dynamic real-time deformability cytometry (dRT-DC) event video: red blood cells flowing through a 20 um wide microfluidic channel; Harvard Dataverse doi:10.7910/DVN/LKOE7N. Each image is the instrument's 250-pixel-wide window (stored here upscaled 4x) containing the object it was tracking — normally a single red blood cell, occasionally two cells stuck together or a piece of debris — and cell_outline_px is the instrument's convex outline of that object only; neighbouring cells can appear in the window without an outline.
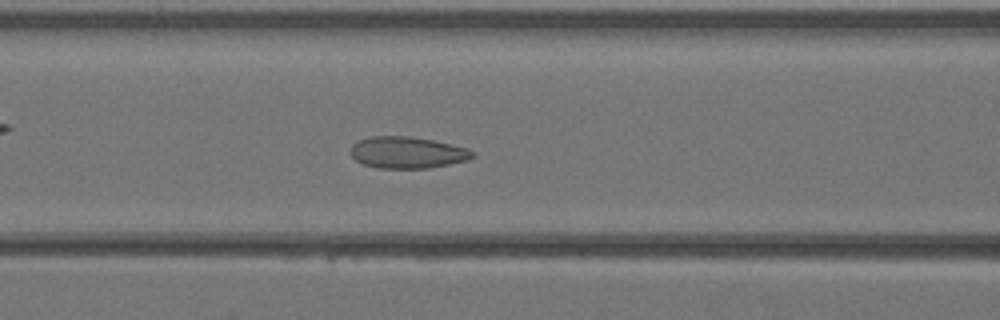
{"species": "Egyptian fruit bat (a non-hibernating species)", "species_latin": "Rousettus aegyptiacus", "temperature_condition": "warm", "stored_images_in_passage": 42, "camera_frame_rate_fps": 3000, "um_per_image_px": 0.085, "animal": {"sex": "female"}, "frame": {"image": 1, "passage_image": 17, "time_ms": 5.333, "image_size_px": [1000, 320], "cell_outline_px": [[476, 156], [468, 160], [428, 168], [376, 168], [364, 164], [356, 160], [348, 152], [352, 144], [356, 140], [368, 136], [408, 136], [432, 140], [468, 148], [476, 152]], "centroid_in_image_um": [34.59, 12.95], "position_along_channel_um": 132.0, "area_um2": 22.72}}
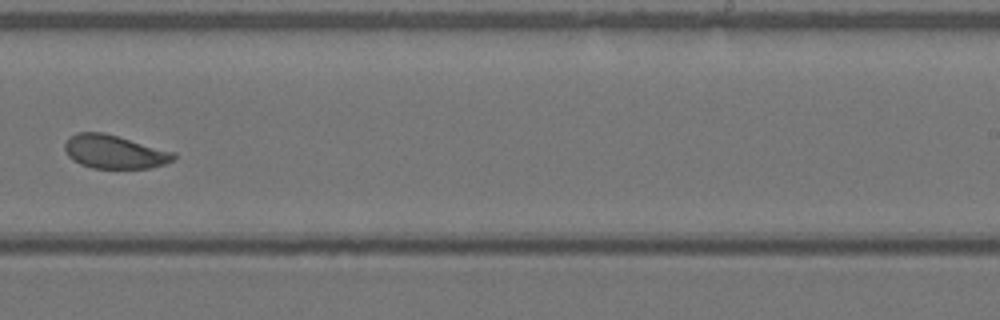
{"frame": {"image": 2, "passage_image": 26, "time_ms": 8.333, "image_size_px": [1000, 320], "cell_outline_px": [[176, 156], [172, 160], [164, 164], [152, 168], [92, 168], [80, 164], [72, 160], [68, 156], [64, 148], [64, 144], [76, 132], [104, 132], [176, 152]], "centroid_in_image_um": [9.73, 12.9], "position_along_channel_um": 279.3, "area_um2": 21.33}}
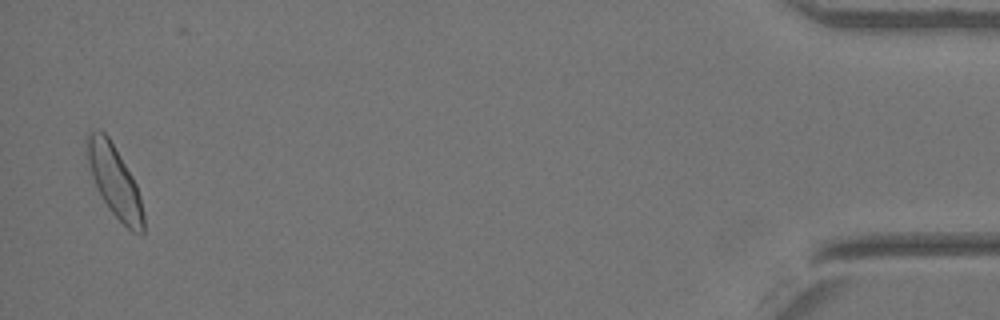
{"frame": {"image": 3, "passage_image": 40, "time_ms": 13.0, "image_size_px": [1000, 320], "cell_outline_px": [[144, 232], [140, 236], [132, 232], [112, 212], [104, 200], [92, 176], [84, 144], [88, 136], [92, 132], [100, 128], [108, 136], [132, 176], [136, 184], [140, 196], [144, 216]], "centroid_in_image_um": [9.76, 15.41], "position_along_channel_um": 425.4, "area_um2": 23.06}}